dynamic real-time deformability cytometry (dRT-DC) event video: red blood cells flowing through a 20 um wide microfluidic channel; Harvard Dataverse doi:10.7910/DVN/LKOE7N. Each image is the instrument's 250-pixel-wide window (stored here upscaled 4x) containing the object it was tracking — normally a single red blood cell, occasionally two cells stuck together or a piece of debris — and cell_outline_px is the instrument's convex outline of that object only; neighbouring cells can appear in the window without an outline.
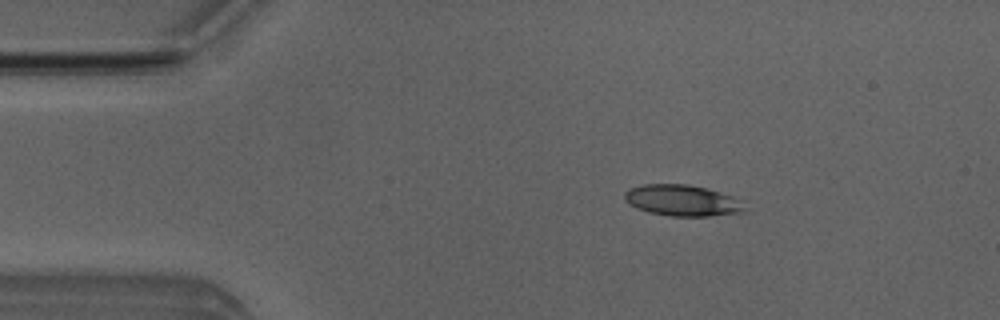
{"species": "Egyptian fruit bat (a non-hibernating species)", "species_latin": "Rousettus aegyptiacus", "temperature_condition": "room temperature", "stored_images_in_passage": 45, "camera_frame_rate_fps": 3000, "um_per_image_px": 0.085, "animal": {"sex": "male"}, "frame": {"image": 1, "passage_image": 2, "time_ms": 0.333, "image_size_px": [1000, 320], "cell_outline_px": [[744, 212], [708, 216], [672, 216], [648, 212], [636, 208], [628, 204], [624, 200], [624, 192], [628, 188], [644, 184], [688, 184], [720, 192], [732, 196], [740, 200], [744, 208]], "centroid_in_image_um": [57.93, 17.03], "position_along_channel_um": 27.1, "area_um2": 21.79}}
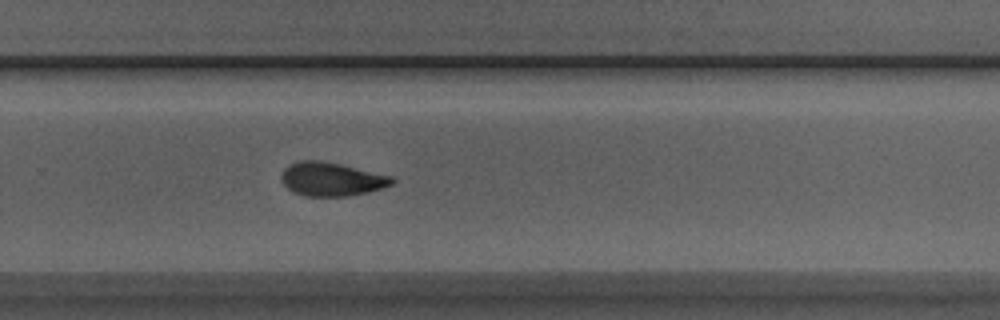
{"frame": {"image": 2, "passage_image": 27, "time_ms": 8.667, "image_size_px": [1000, 320], "cell_outline_px": [[396, 180], [392, 184], [368, 192], [348, 196], [304, 196], [292, 192], [284, 184], [280, 176], [284, 168], [288, 164], [300, 160], [320, 160], [340, 164], [392, 176]], "centroid_in_image_um": [28.14, 15.22], "position_along_channel_um": 301.7, "area_um2": 21.73}}
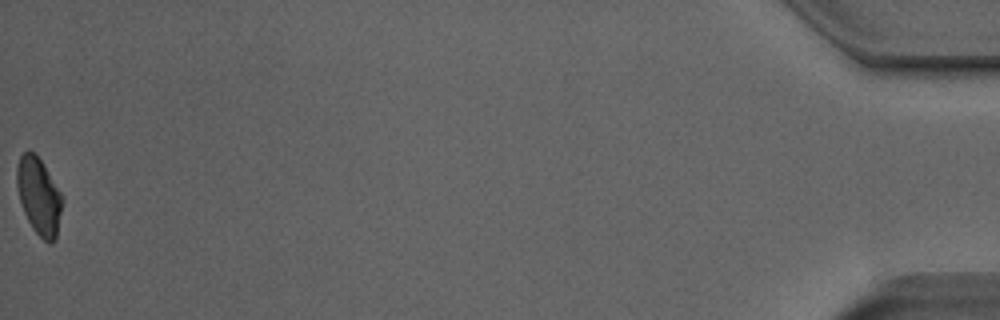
{"frame": {"image": 3, "passage_image": 45, "time_ms": 14.667, "image_size_px": [1000, 320], "cell_outline_px": [[64, 196], [56, 240], [52, 244], [48, 244], [32, 228], [24, 212], [20, 200], [16, 184], [16, 168], [20, 156], [24, 152], [36, 152], [44, 164]], "centroid_in_image_um": [3.33, 16.67], "position_along_channel_um": 431.9, "area_um2": 20.69}, "authors_computed_cell_mechanics": {"area_um2": 21.7328, "velocity_mm_per_s": 3.9599, "shape_relaxation_time_tau1_ms": 4.6936, "shape_relaxation_time_tau2_ms": 3.7757, "deformation_change_tau1": 0.1339, "deformation_change_tau2": 0.0887}}